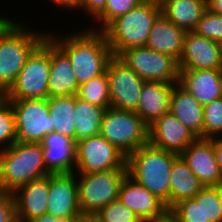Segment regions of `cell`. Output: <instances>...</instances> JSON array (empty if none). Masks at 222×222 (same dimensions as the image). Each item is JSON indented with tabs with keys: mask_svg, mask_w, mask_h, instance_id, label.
Returning <instances> with one entry per match:
<instances>
[{
	"mask_svg": "<svg viewBox=\"0 0 222 222\" xmlns=\"http://www.w3.org/2000/svg\"><path fill=\"white\" fill-rule=\"evenodd\" d=\"M87 28V29H86ZM83 31H73L66 37L48 34V37L68 56L78 85L106 72L113 57L103 31L86 27Z\"/></svg>",
	"mask_w": 222,
	"mask_h": 222,
	"instance_id": "6da1fadb",
	"label": "cell"
},
{
	"mask_svg": "<svg viewBox=\"0 0 222 222\" xmlns=\"http://www.w3.org/2000/svg\"><path fill=\"white\" fill-rule=\"evenodd\" d=\"M26 27L12 19L0 32V95L9 91L25 62L48 36Z\"/></svg>",
	"mask_w": 222,
	"mask_h": 222,
	"instance_id": "7a4b0ae2",
	"label": "cell"
},
{
	"mask_svg": "<svg viewBox=\"0 0 222 222\" xmlns=\"http://www.w3.org/2000/svg\"><path fill=\"white\" fill-rule=\"evenodd\" d=\"M179 156L147 144L127 156V175L163 200L170 210V173Z\"/></svg>",
	"mask_w": 222,
	"mask_h": 222,
	"instance_id": "3957f363",
	"label": "cell"
},
{
	"mask_svg": "<svg viewBox=\"0 0 222 222\" xmlns=\"http://www.w3.org/2000/svg\"><path fill=\"white\" fill-rule=\"evenodd\" d=\"M48 175L41 142L16 141L0 150V189L14 193L25 184Z\"/></svg>",
	"mask_w": 222,
	"mask_h": 222,
	"instance_id": "277c9868",
	"label": "cell"
},
{
	"mask_svg": "<svg viewBox=\"0 0 222 222\" xmlns=\"http://www.w3.org/2000/svg\"><path fill=\"white\" fill-rule=\"evenodd\" d=\"M161 14V5L141 2L137 7L115 19L103 31L112 55L118 56L131 47L146 46L149 32Z\"/></svg>",
	"mask_w": 222,
	"mask_h": 222,
	"instance_id": "5b68a950",
	"label": "cell"
},
{
	"mask_svg": "<svg viewBox=\"0 0 222 222\" xmlns=\"http://www.w3.org/2000/svg\"><path fill=\"white\" fill-rule=\"evenodd\" d=\"M100 135L126 156L149 144V126L134 111L107 108Z\"/></svg>",
	"mask_w": 222,
	"mask_h": 222,
	"instance_id": "8992f818",
	"label": "cell"
},
{
	"mask_svg": "<svg viewBox=\"0 0 222 222\" xmlns=\"http://www.w3.org/2000/svg\"><path fill=\"white\" fill-rule=\"evenodd\" d=\"M75 174L79 209L83 216H93L104 206L118 200L119 187L127 169Z\"/></svg>",
	"mask_w": 222,
	"mask_h": 222,
	"instance_id": "52a82bcc",
	"label": "cell"
},
{
	"mask_svg": "<svg viewBox=\"0 0 222 222\" xmlns=\"http://www.w3.org/2000/svg\"><path fill=\"white\" fill-rule=\"evenodd\" d=\"M50 74V38L31 54L18 77L4 95L8 100L48 99V79Z\"/></svg>",
	"mask_w": 222,
	"mask_h": 222,
	"instance_id": "ba28073f",
	"label": "cell"
},
{
	"mask_svg": "<svg viewBox=\"0 0 222 222\" xmlns=\"http://www.w3.org/2000/svg\"><path fill=\"white\" fill-rule=\"evenodd\" d=\"M117 57L144 81L179 82L178 61L168 54L140 46L128 48Z\"/></svg>",
	"mask_w": 222,
	"mask_h": 222,
	"instance_id": "9c48e42d",
	"label": "cell"
},
{
	"mask_svg": "<svg viewBox=\"0 0 222 222\" xmlns=\"http://www.w3.org/2000/svg\"><path fill=\"white\" fill-rule=\"evenodd\" d=\"M126 161L127 156L100 134L76 142L74 173L127 169Z\"/></svg>",
	"mask_w": 222,
	"mask_h": 222,
	"instance_id": "30bf717a",
	"label": "cell"
},
{
	"mask_svg": "<svg viewBox=\"0 0 222 222\" xmlns=\"http://www.w3.org/2000/svg\"><path fill=\"white\" fill-rule=\"evenodd\" d=\"M16 124V140L18 142H41L52 132L48 99L9 100Z\"/></svg>",
	"mask_w": 222,
	"mask_h": 222,
	"instance_id": "8fae6325",
	"label": "cell"
},
{
	"mask_svg": "<svg viewBox=\"0 0 222 222\" xmlns=\"http://www.w3.org/2000/svg\"><path fill=\"white\" fill-rule=\"evenodd\" d=\"M110 107L135 111L139 102L142 80L130 67L117 56H113L107 65Z\"/></svg>",
	"mask_w": 222,
	"mask_h": 222,
	"instance_id": "7c38bea8",
	"label": "cell"
},
{
	"mask_svg": "<svg viewBox=\"0 0 222 222\" xmlns=\"http://www.w3.org/2000/svg\"><path fill=\"white\" fill-rule=\"evenodd\" d=\"M47 213L67 222H75L83 217L78 205L75 173L49 175Z\"/></svg>",
	"mask_w": 222,
	"mask_h": 222,
	"instance_id": "4fadbf2b",
	"label": "cell"
},
{
	"mask_svg": "<svg viewBox=\"0 0 222 222\" xmlns=\"http://www.w3.org/2000/svg\"><path fill=\"white\" fill-rule=\"evenodd\" d=\"M198 137L171 112L149 126V144L180 155Z\"/></svg>",
	"mask_w": 222,
	"mask_h": 222,
	"instance_id": "5bb4252c",
	"label": "cell"
},
{
	"mask_svg": "<svg viewBox=\"0 0 222 222\" xmlns=\"http://www.w3.org/2000/svg\"><path fill=\"white\" fill-rule=\"evenodd\" d=\"M180 156L205 186H222V174L214 153V138H197Z\"/></svg>",
	"mask_w": 222,
	"mask_h": 222,
	"instance_id": "9a60e30c",
	"label": "cell"
},
{
	"mask_svg": "<svg viewBox=\"0 0 222 222\" xmlns=\"http://www.w3.org/2000/svg\"><path fill=\"white\" fill-rule=\"evenodd\" d=\"M179 69H222L219 42L186 32Z\"/></svg>",
	"mask_w": 222,
	"mask_h": 222,
	"instance_id": "2e32d148",
	"label": "cell"
},
{
	"mask_svg": "<svg viewBox=\"0 0 222 222\" xmlns=\"http://www.w3.org/2000/svg\"><path fill=\"white\" fill-rule=\"evenodd\" d=\"M118 199L143 221L162 217L169 209L166 203L126 175L119 187Z\"/></svg>",
	"mask_w": 222,
	"mask_h": 222,
	"instance_id": "e0dca14e",
	"label": "cell"
},
{
	"mask_svg": "<svg viewBox=\"0 0 222 222\" xmlns=\"http://www.w3.org/2000/svg\"><path fill=\"white\" fill-rule=\"evenodd\" d=\"M203 106L222 98V69H179V82Z\"/></svg>",
	"mask_w": 222,
	"mask_h": 222,
	"instance_id": "ac0fdd59",
	"label": "cell"
},
{
	"mask_svg": "<svg viewBox=\"0 0 222 222\" xmlns=\"http://www.w3.org/2000/svg\"><path fill=\"white\" fill-rule=\"evenodd\" d=\"M13 194L17 222H29L47 213L49 175L31 181Z\"/></svg>",
	"mask_w": 222,
	"mask_h": 222,
	"instance_id": "d6986e66",
	"label": "cell"
},
{
	"mask_svg": "<svg viewBox=\"0 0 222 222\" xmlns=\"http://www.w3.org/2000/svg\"><path fill=\"white\" fill-rule=\"evenodd\" d=\"M44 162L50 174L74 173L76 168V141L57 132L48 133L41 141Z\"/></svg>",
	"mask_w": 222,
	"mask_h": 222,
	"instance_id": "ffe728a7",
	"label": "cell"
},
{
	"mask_svg": "<svg viewBox=\"0 0 222 222\" xmlns=\"http://www.w3.org/2000/svg\"><path fill=\"white\" fill-rule=\"evenodd\" d=\"M176 84L146 81L134 111L148 126L170 112L171 93Z\"/></svg>",
	"mask_w": 222,
	"mask_h": 222,
	"instance_id": "44dd1931",
	"label": "cell"
},
{
	"mask_svg": "<svg viewBox=\"0 0 222 222\" xmlns=\"http://www.w3.org/2000/svg\"><path fill=\"white\" fill-rule=\"evenodd\" d=\"M78 88L68 56L50 39L49 97L76 95Z\"/></svg>",
	"mask_w": 222,
	"mask_h": 222,
	"instance_id": "7402d4cb",
	"label": "cell"
},
{
	"mask_svg": "<svg viewBox=\"0 0 222 222\" xmlns=\"http://www.w3.org/2000/svg\"><path fill=\"white\" fill-rule=\"evenodd\" d=\"M186 31L177 27L161 14L151 28L146 47L165 53L179 61L184 45Z\"/></svg>",
	"mask_w": 222,
	"mask_h": 222,
	"instance_id": "603a6c76",
	"label": "cell"
},
{
	"mask_svg": "<svg viewBox=\"0 0 222 222\" xmlns=\"http://www.w3.org/2000/svg\"><path fill=\"white\" fill-rule=\"evenodd\" d=\"M170 112L198 138H203V105L179 84L171 93Z\"/></svg>",
	"mask_w": 222,
	"mask_h": 222,
	"instance_id": "cb8c5ba5",
	"label": "cell"
},
{
	"mask_svg": "<svg viewBox=\"0 0 222 222\" xmlns=\"http://www.w3.org/2000/svg\"><path fill=\"white\" fill-rule=\"evenodd\" d=\"M207 10V0H166L162 14L186 32L194 31Z\"/></svg>",
	"mask_w": 222,
	"mask_h": 222,
	"instance_id": "d4e9b609",
	"label": "cell"
},
{
	"mask_svg": "<svg viewBox=\"0 0 222 222\" xmlns=\"http://www.w3.org/2000/svg\"><path fill=\"white\" fill-rule=\"evenodd\" d=\"M204 187L205 185L179 156L173 162L170 173V209L182 200L194 198Z\"/></svg>",
	"mask_w": 222,
	"mask_h": 222,
	"instance_id": "484cf974",
	"label": "cell"
},
{
	"mask_svg": "<svg viewBox=\"0 0 222 222\" xmlns=\"http://www.w3.org/2000/svg\"><path fill=\"white\" fill-rule=\"evenodd\" d=\"M106 108L91 104L75 95V141L100 134Z\"/></svg>",
	"mask_w": 222,
	"mask_h": 222,
	"instance_id": "4316f807",
	"label": "cell"
},
{
	"mask_svg": "<svg viewBox=\"0 0 222 222\" xmlns=\"http://www.w3.org/2000/svg\"><path fill=\"white\" fill-rule=\"evenodd\" d=\"M48 107L52 118V132L75 140V95L49 97Z\"/></svg>",
	"mask_w": 222,
	"mask_h": 222,
	"instance_id": "83f0119b",
	"label": "cell"
},
{
	"mask_svg": "<svg viewBox=\"0 0 222 222\" xmlns=\"http://www.w3.org/2000/svg\"><path fill=\"white\" fill-rule=\"evenodd\" d=\"M76 96L91 104L106 109L109 108L110 96L107 73L105 72L104 74L79 85Z\"/></svg>",
	"mask_w": 222,
	"mask_h": 222,
	"instance_id": "f1b7e54d",
	"label": "cell"
},
{
	"mask_svg": "<svg viewBox=\"0 0 222 222\" xmlns=\"http://www.w3.org/2000/svg\"><path fill=\"white\" fill-rule=\"evenodd\" d=\"M194 199L201 201L202 222H222V186H205Z\"/></svg>",
	"mask_w": 222,
	"mask_h": 222,
	"instance_id": "f546056e",
	"label": "cell"
},
{
	"mask_svg": "<svg viewBox=\"0 0 222 222\" xmlns=\"http://www.w3.org/2000/svg\"><path fill=\"white\" fill-rule=\"evenodd\" d=\"M142 0H107L104 11L94 20L95 25L91 26L90 29L96 31H104L115 19L120 16H123L128 11L137 7ZM99 26L98 27V24Z\"/></svg>",
	"mask_w": 222,
	"mask_h": 222,
	"instance_id": "4dcf8cb0",
	"label": "cell"
},
{
	"mask_svg": "<svg viewBox=\"0 0 222 222\" xmlns=\"http://www.w3.org/2000/svg\"><path fill=\"white\" fill-rule=\"evenodd\" d=\"M16 141V124L13 108L9 100L4 95H0V150L8 148Z\"/></svg>",
	"mask_w": 222,
	"mask_h": 222,
	"instance_id": "1f68e13d",
	"label": "cell"
},
{
	"mask_svg": "<svg viewBox=\"0 0 222 222\" xmlns=\"http://www.w3.org/2000/svg\"><path fill=\"white\" fill-rule=\"evenodd\" d=\"M219 136L222 137V98L203 106V138Z\"/></svg>",
	"mask_w": 222,
	"mask_h": 222,
	"instance_id": "d6a6232c",
	"label": "cell"
},
{
	"mask_svg": "<svg viewBox=\"0 0 222 222\" xmlns=\"http://www.w3.org/2000/svg\"><path fill=\"white\" fill-rule=\"evenodd\" d=\"M99 222H143L134 211L120 200H115L93 215Z\"/></svg>",
	"mask_w": 222,
	"mask_h": 222,
	"instance_id": "836d02e7",
	"label": "cell"
},
{
	"mask_svg": "<svg viewBox=\"0 0 222 222\" xmlns=\"http://www.w3.org/2000/svg\"><path fill=\"white\" fill-rule=\"evenodd\" d=\"M194 32L205 38L220 42L222 40V15L212 13L207 9Z\"/></svg>",
	"mask_w": 222,
	"mask_h": 222,
	"instance_id": "e575fe53",
	"label": "cell"
},
{
	"mask_svg": "<svg viewBox=\"0 0 222 222\" xmlns=\"http://www.w3.org/2000/svg\"><path fill=\"white\" fill-rule=\"evenodd\" d=\"M169 211L178 222H202L201 201L194 198L178 202Z\"/></svg>",
	"mask_w": 222,
	"mask_h": 222,
	"instance_id": "d590c367",
	"label": "cell"
},
{
	"mask_svg": "<svg viewBox=\"0 0 222 222\" xmlns=\"http://www.w3.org/2000/svg\"><path fill=\"white\" fill-rule=\"evenodd\" d=\"M0 222H17L13 194L0 189Z\"/></svg>",
	"mask_w": 222,
	"mask_h": 222,
	"instance_id": "8d00e7d4",
	"label": "cell"
},
{
	"mask_svg": "<svg viewBox=\"0 0 222 222\" xmlns=\"http://www.w3.org/2000/svg\"><path fill=\"white\" fill-rule=\"evenodd\" d=\"M107 0H78L77 5L72 10H81L89 13L94 21L105 9Z\"/></svg>",
	"mask_w": 222,
	"mask_h": 222,
	"instance_id": "74e56055",
	"label": "cell"
},
{
	"mask_svg": "<svg viewBox=\"0 0 222 222\" xmlns=\"http://www.w3.org/2000/svg\"><path fill=\"white\" fill-rule=\"evenodd\" d=\"M214 153L216 162L222 174V137L214 138Z\"/></svg>",
	"mask_w": 222,
	"mask_h": 222,
	"instance_id": "f35d334b",
	"label": "cell"
},
{
	"mask_svg": "<svg viewBox=\"0 0 222 222\" xmlns=\"http://www.w3.org/2000/svg\"><path fill=\"white\" fill-rule=\"evenodd\" d=\"M207 9L212 13L222 15V0H207Z\"/></svg>",
	"mask_w": 222,
	"mask_h": 222,
	"instance_id": "ab89813d",
	"label": "cell"
},
{
	"mask_svg": "<svg viewBox=\"0 0 222 222\" xmlns=\"http://www.w3.org/2000/svg\"><path fill=\"white\" fill-rule=\"evenodd\" d=\"M55 5L60 6V7H66L65 9L67 10L69 8V11H71L70 9H73L77 3L78 0H51Z\"/></svg>",
	"mask_w": 222,
	"mask_h": 222,
	"instance_id": "60d3db41",
	"label": "cell"
},
{
	"mask_svg": "<svg viewBox=\"0 0 222 222\" xmlns=\"http://www.w3.org/2000/svg\"><path fill=\"white\" fill-rule=\"evenodd\" d=\"M29 222H67V221L56 218L51 214L46 213L45 215L37 217Z\"/></svg>",
	"mask_w": 222,
	"mask_h": 222,
	"instance_id": "b9f144b4",
	"label": "cell"
},
{
	"mask_svg": "<svg viewBox=\"0 0 222 222\" xmlns=\"http://www.w3.org/2000/svg\"><path fill=\"white\" fill-rule=\"evenodd\" d=\"M145 222H178V220L170 211H168L162 217L155 218V219H152V220H148V221H145Z\"/></svg>",
	"mask_w": 222,
	"mask_h": 222,
	"instance_id": "7bdbcfd3",
	"label": "cell"
},
{
	"mask_svg": "<svg viewBox=\"0 0 222 222\" xmlns=\"http://www.w3.org/2000/svg\"><path fill=\"white\" fill-rule=\"evenodd\" d=\"M75 222H99L94 216H83Z\"/></svg>",
	"mask_w": 222,
	"mask_h": 222,
	"instance_id": "ee69618b",
	"label": "cell"
},
{
	"mask_svg": "<svg viewBox=\"0 0 222 222\" xmlns=\"http://www.w3.org/2000/svg\"><path fill=\"white\" fill-rule=\"evenodd\" d=\"M6 18L5 16L0 15V32L1 30L13 19V18Z\"/></svg>",
	"mask_w": 222,
	"mask_h": 222,
	"instance_id": "f6af8a7d",
	"label": "cell"
},
{
	"mask_svg": "<svg viewBox=\"0 0 222 222\" xmlns=\"http://www.w3.org/2000/svg\"><path fill=\"white\" fill-rule=\"evenodd\" d=\"M143 2H152L159 5H162L166 0H142Z\"/></svg>",
	"mask_w": 222,
	"mask_h": 222,
	"instance_id": "bcb514c9",
	"label": "cell"
},
{
	"mask_svg": "<svg viewBox=\"0 0 222 222\" xmlns=\"http://www.w3.org/2000/svg\"><path fill=\"white\" fill-rule=\"evenodd\" d=\"M220 45V53H221V58H222V40L219 42Z\"/></svg>",
	"mask_w": 222,
	"mask_h": 222,
	"instance_id": "7dc6e473",
	"label": "cell"
}]
</instances>
